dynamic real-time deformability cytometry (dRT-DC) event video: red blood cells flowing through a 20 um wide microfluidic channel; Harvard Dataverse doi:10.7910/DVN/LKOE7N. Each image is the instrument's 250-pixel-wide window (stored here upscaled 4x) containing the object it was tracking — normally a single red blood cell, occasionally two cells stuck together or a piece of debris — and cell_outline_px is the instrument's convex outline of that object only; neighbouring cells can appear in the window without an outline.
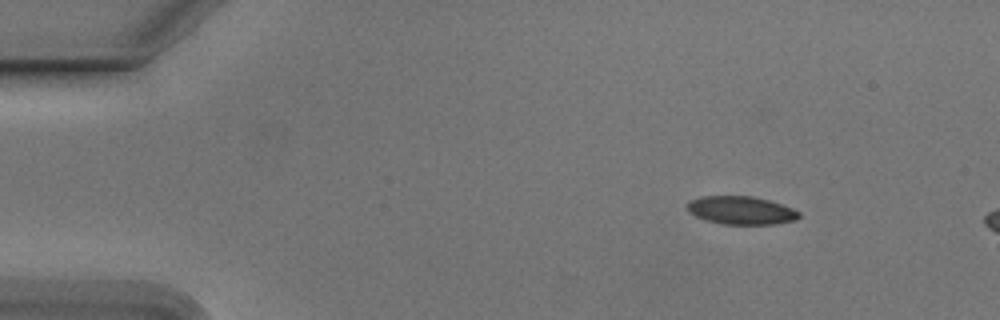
{"species": "Egyptian fruit bat (a non-hibernating species)", "species_latin": "Rousettus aegyptiacus", "temperature_condition": "cold", "stored_images_in_passage": 6, "camera_frame_rate_fps": 3000, "um_per_image_px": 0.085, "animal": {"sex": "male"}, "frame": {"image": 1, "passage_image": 1, "time_ms": 0.0, "image_size_px": [1000, 320], "cell_outline_px": [[800, 216], [796, 220], [776, 224], [724, 224], [704, 220], [688, 212], [688, 204], [692, 200], [700, 196], [752, 196], [768, 200], [792, 208], [800, 212]], "centroid_in_image_um": [63.0, 17.88], "position_along_channel_um": 22.0, "area_um2": 18.26}}